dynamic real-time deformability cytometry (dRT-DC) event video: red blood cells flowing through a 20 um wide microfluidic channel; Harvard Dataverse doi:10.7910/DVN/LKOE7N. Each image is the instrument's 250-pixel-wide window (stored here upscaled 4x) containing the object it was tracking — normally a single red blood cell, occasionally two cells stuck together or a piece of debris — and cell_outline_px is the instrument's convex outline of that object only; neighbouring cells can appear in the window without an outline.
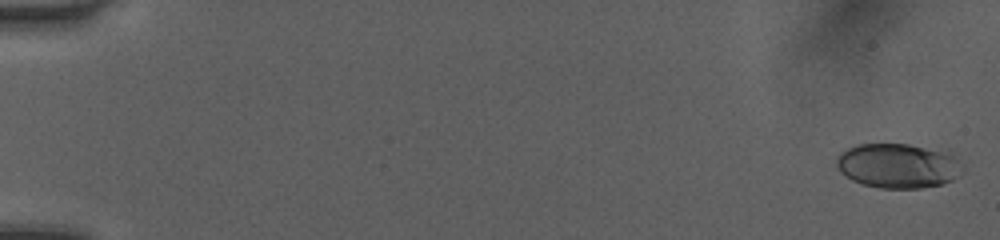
{"species": "human", "species_latin": "Homo sapiens", "temperature_condition": "room temperature", "stored_images_in_passage": 51, "camera_frame_rate_fps": 3000, "um_per_image_px": 0.085, "donor": {"sex": "female"}, "frame": {"image": 1, "passage_image": 1, "time_ms": 0.0, "image_size_px": [1000, 240], "cell_outline_px": [[964, 172], [960, 176], [952, 180], [940, 184], [920, 188], [880, 188], [864, 184], [852, 180], [840, 172], [836, 164], [836, 156], [840, 152], [856, 144], [908, 144], [948, 152], [956, 156], [964, 164]], "centroid_in_image_um": [76.37, 14.08], "position_along_channel_um": 8.6, "area_um2": 33.12}}
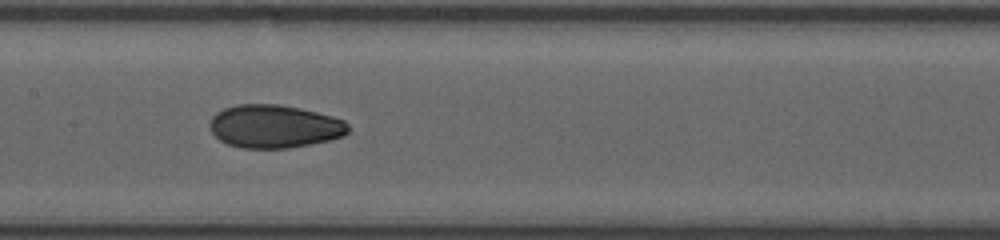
{"frame": {"image": 2, "passage_image": 27, "time_ms": 8.667, "image_size_px": [1000, 240], "cell_outline_px": [[348, 132], [344, 136], [328, 140], [288, 148], [240, 148], [228, 144], [220, 140], [212, 132], [208, 124], [212, 116], [216, 112], [224, 108], [236, 104], [276, 104], [300, 108], [332, 116], [344, 120], [348, 124]], "centroid_in_image_um": [23.29, 10.74], "position_along_channel_um": 184.1, "area_um2": 34.8}}
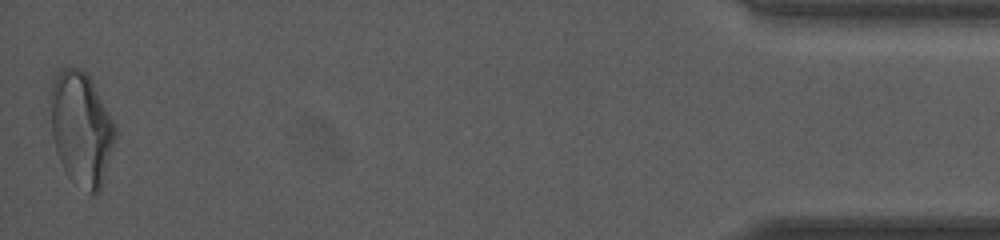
{"frame": {"image": 3, "passage_image": 51, "time_ms": 16.667, "image_size_px": [1000, 240], "cell_outline_px": [[116, 136], [104, 176], [100, 188], [96, 196], [92, 196], [68, 176], [56, 152], [52, 136], [48, 96], [52, 84], [56, 76], [64, 68], [80, 68], [92, 80], [116, 124]], "centroid_in_image_um": [6.89, 10.91], "position_along_channel_um": 428.3, "area_um2": 42.95}, "authors_computed_cell_mechanics": {"area_um2": 34.2176, "velocity_mm_per_s": 4.0739, "shape_relaxation_time_tau1_ms": 4.3666, "shape_relaxation_time_tau2_ms": 1.7991, "deformation_change_tau1": 0.1452, "deformation_change_tau2": 0.0641}}